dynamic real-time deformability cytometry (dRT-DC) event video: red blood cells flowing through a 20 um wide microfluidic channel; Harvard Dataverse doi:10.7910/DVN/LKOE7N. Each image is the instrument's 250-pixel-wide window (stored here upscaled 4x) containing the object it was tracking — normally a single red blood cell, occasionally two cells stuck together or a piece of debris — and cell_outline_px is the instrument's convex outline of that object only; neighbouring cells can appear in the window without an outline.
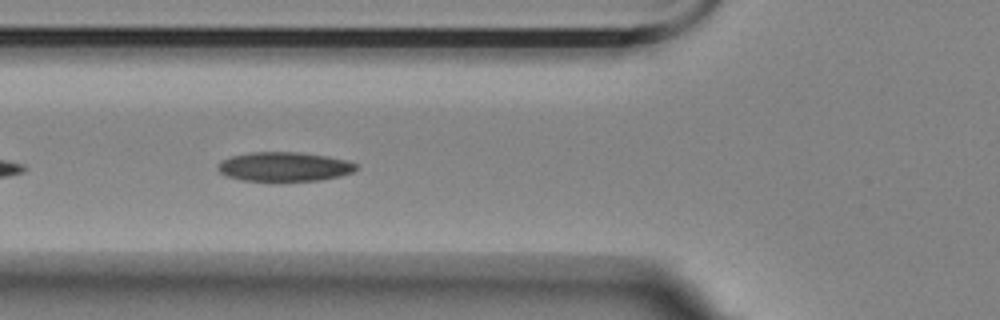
{"species": "Egyptian fruit bat (a non-hibernating species)", "species_latin": "Rousettus aegyptiacus", "temperature_condition": "room temperature", "stored_images_in_passage": 27, "camera_frame_rate_fps": 3000, "um_per_image_px": 0.085, "animal": {"sex": "female"}, "frame": {"image": 1, "passage_image": 6, "time_ms": 1.667, "image_size_px": [1000, 320], "cell_outline_px": [[356, 168], [352, 172], [340, 176], [320, 180], [240, 180], [228, 176], [220, 172], [216, 168], [216, 164], [220, 160], [232, 156], [252, 152], [300, 152], [328, 156], [348, 160], [356, 164]], "centroid_in_image_um": [24.14, 14.15], "position_along_channel_um": 101.7, "area_um2": 23.47}}
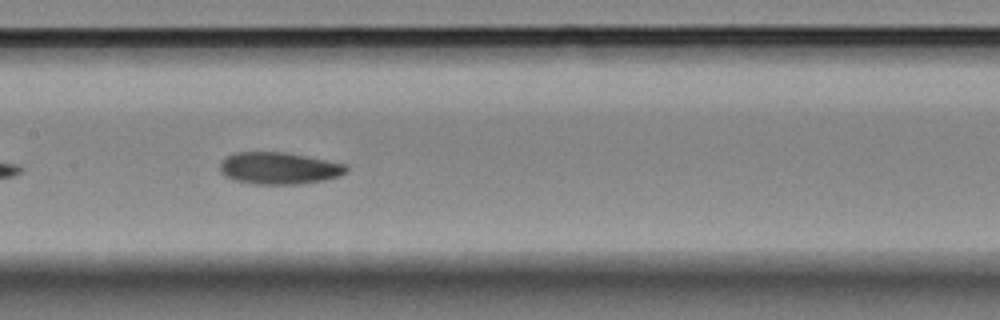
{"frame": {"image": 2, "passage_image": 13, "time_ms": 4.0, "image_size_px": [1000, 320], "cell_outline_px": [[348, 172], [340, 176], [324, 180], [300, 184], [252, 184], [236, 180], [220, 172], [220, 160], [236, 152], [284, 152], [348, 164]], "centroid_in_image_um": [23.75, 14.3], "position_along_channel_um": 183.6, "area_um2": 23.58}}
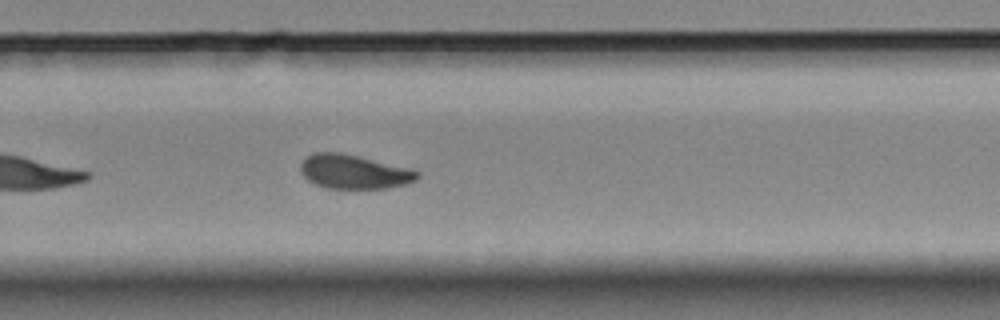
{"frame": {"image": 3, "passage_image": 23, "time_ms": 7.333, "image_size_px": [1000, 320], "cell_outline_px": [[420, 176], [416, 180], [408, 184], [388, 188], [328, 188], [316, 184], [308, 180], [300, 172], [300, 164], [312, 152], [340, 152], [412, 168], [420, 172]], "centroid_in_image_um": [30.13, 14.59], "position_along_channel_um": 299.7, "area_um2": 23.35}}